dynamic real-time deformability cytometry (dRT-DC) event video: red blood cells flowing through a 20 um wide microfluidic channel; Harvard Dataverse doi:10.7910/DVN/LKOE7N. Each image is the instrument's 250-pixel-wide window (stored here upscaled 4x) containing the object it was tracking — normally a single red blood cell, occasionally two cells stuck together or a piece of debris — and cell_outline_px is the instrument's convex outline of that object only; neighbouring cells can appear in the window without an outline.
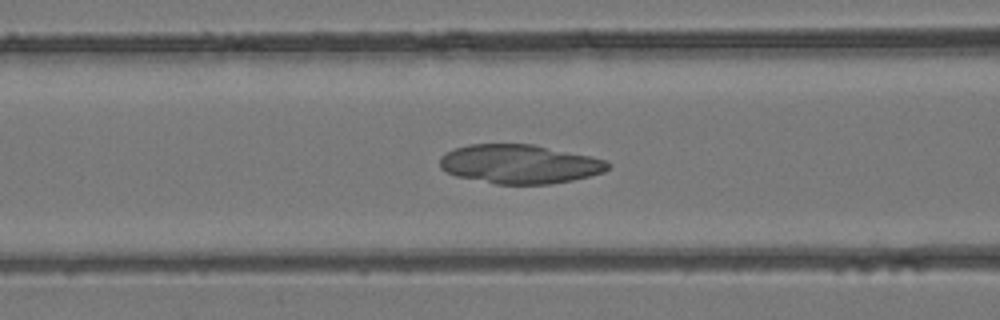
{"species": "common noctule bat (a hibernating species)", "species_latin": "Nyctalus noctula", "temperature_condition": "room temperature", "stored_images_in_passage": 30, "camera_frame_rate_fps": 3000, "um_per_image_px": 0.085, "animal": {"sex": "female", "body_mass_g": 24.6, "forearm_length_mm": 56.2}, "frame": {"image": 1, "passage_image": 5, "time_ms": 1.333, "image_size_px": [1000, 320], "cell_outline_px": [[612, 164], [604, 172], [572, 180], [548, 184], [496, 184], [456, 176], [440, 168], [440, 156], [456, 148], [468, 144], [532, 144], [588, 156], [604, 160]], "centroid_in_image_um": [44.14, 13.95], "position_along_channel_um": 122.5, "area_um2": 37.86}}
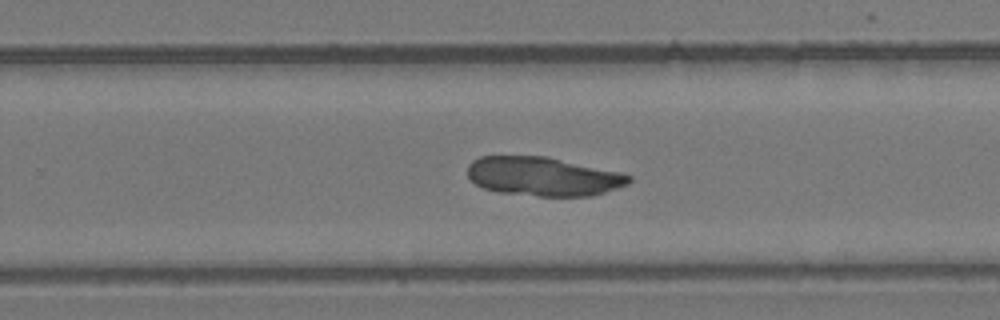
{"frame": {"image": 2, "passage_image": 15, "time_ms": 4.667, "image_size_px": [1000, 320], "cell_outline_px": [[632, 180], [628, 184], [592, 196], [540, 196], [500, 192], [484, 188], [476, 184], [468, 176], [468, 164], [472, 160], [480, 156], [548, 156], [620, 172], [632, 176]], "centroid_in_image_um": [46.17, 14.99], "position_along_channel_um": 283.6, "area_um2": 36.65}}
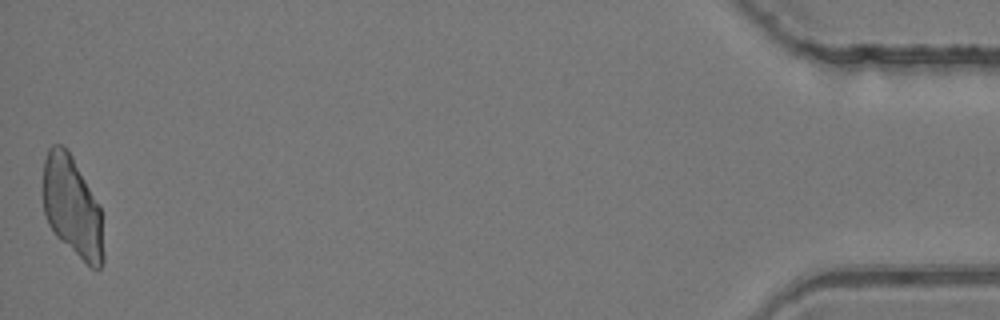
{"frame": {"image": 3, "passage_image": 30, "time_ms": 9.667, "image_size_px": [1000, 320], "cell_outline_px": [[104, 260], [100, 268], [92, 268], [60, 240], [56, 236], [48, 224], [44, 212], [44, 160], [48, 148], [52, 144], [60, 144], [72, 156], [100, 208], [104, 252]], "centroid_in_image_um": [6.14, 17.6], "position_along_channel_um": 429.1, "area_um2": 34.85}}